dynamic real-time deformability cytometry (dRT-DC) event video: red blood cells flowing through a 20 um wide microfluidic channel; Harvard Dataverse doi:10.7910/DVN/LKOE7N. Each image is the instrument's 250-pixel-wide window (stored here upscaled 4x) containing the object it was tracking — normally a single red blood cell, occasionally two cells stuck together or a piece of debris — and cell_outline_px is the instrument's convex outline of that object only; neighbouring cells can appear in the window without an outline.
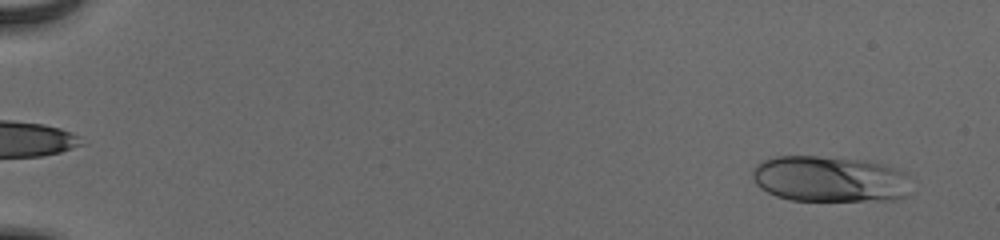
{"species": "human", "species_latin": "Homo sapiens", "temperature_condition": "cold", "stored_images_in_passage": 54, "camera_frame_rate_fps": 3000, "um_per_image_px": 0.085, "donor": {"sex": "male"}, "frame": {"image": 1, "passage_image": 3, "time_ms": 0.667, "image_size_px": [1000, 240], "cell_outline_px": [[908, 196], [896, 200], [792, 200], [776, 196], [760, 188], [756, 184], [752, 176], [752, 172], [756, 164], [760, 160], [776, 156], [816, 156], [864, 160], [896, 168], [904, 172], [908, 176]], "centroid_in_image_um": [70.51, 15.21], "position_along_channel_um": 14.5, "area_um2": 42.66}}
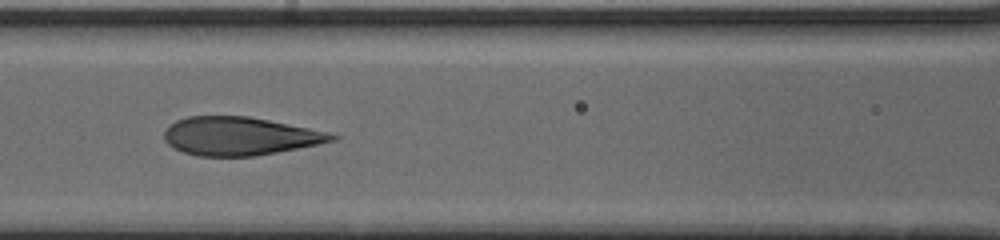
{"frame": {"image": 2, "passage_image": 26, "time_ms": 8.333, "image_size_px": [1000, 240], "cell_outline_px": [[340, 136], [336, 140], [256, 156], [196, 156], [172, 148], [164, 140], [164, 132], [176, 120], [188, 116], [248, 116], [308, 128]], "centroid_in_image_um": [20.31, 11.57], "position_along_channel_um": 146.3, "area_um2": 36.99}}
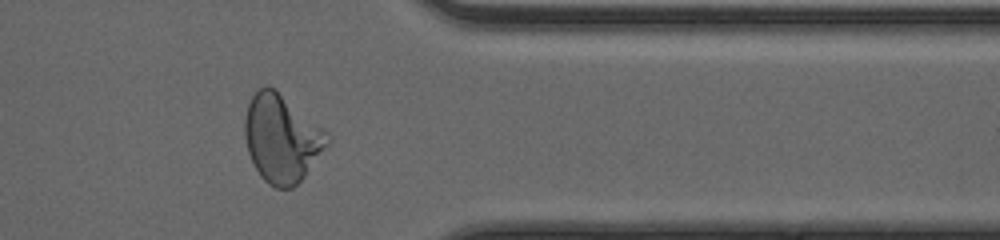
{"frame": {"image": 3, "passage_image": 45, "time_ms": 14.667, "image_size_px": [1000, 240], "cell_outline_px": [[332, 140], [304, 176], [292, 188], [276, 188], [268, 184], [260, 176], [248, 152], [244, 136], [244, 120], [248, 104], [252, 96], [260, 88], [268, 84], [324, 128]], "centroid_in_image_um": [23.94, 11.77], "position_along_channel_um": 387.5, "area_um2": 41.96}, "authors_computed_cell_mechanics": {"area_um2": 39.3907, "velocity_mm_per_s": 3.9098, "shape_relaxation_time_tau1_ms": 6.9348, "shape_relaxation_time_tau2_ms": 0.6749, "deformation_change_tau1": 0.253, "deformation_change_tau2": 0.0892}}